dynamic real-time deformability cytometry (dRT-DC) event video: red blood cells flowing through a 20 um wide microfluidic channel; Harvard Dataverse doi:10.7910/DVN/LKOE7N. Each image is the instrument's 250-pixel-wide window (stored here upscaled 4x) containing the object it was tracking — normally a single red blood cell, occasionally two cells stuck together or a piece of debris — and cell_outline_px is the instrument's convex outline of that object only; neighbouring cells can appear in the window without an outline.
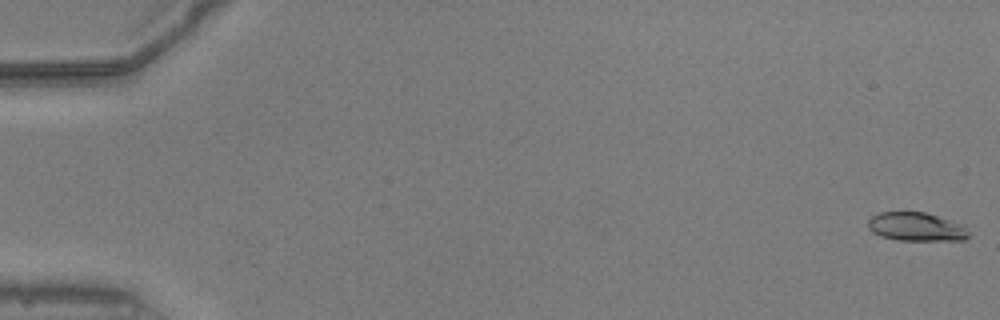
{"species": "common noctule bat (a hibernating species)", "species_latin": "Nyctalus noctula", "temperature_condition": "warm", "stored_images_in_passage": 33, "camera_frame_rate_fps": 3000, "um_per_image_px": 0.085, "animal": {"sex": "male", "body_mass_g": 20.5, "forearm_length_mm": 52.5}, "frame": {"image": 1, "passage_image": 1, "time_ms": 0.0, "image_size_px": [1000, 320], "cell_outline_px": [[968, 236], [964, 240], [900, 240], [880, 236], [872, 232], [868, 228], [868, 220], [872, 216], [880, 212], [924, 212], [964, 224], [968, 232]], "centroid_in_image_um": [77.87, 19.27], "position_along_channel_um": 7.1, "area_um2": 16.76}}